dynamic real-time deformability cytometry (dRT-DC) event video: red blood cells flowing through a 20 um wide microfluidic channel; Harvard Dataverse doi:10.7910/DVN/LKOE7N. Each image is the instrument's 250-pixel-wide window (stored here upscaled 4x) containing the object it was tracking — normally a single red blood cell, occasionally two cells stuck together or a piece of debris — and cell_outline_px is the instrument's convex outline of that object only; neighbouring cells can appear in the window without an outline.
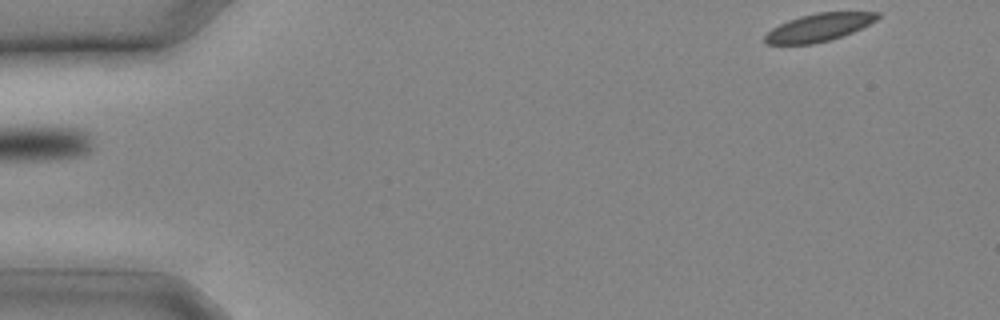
{"species": "common noctule bat (a hibernating species)", "species_latin": "Nyctalus noctula", "temperature_condition": "cold", "stored_images_in_passage": 6, "camera_frame_rate_fps": 3000, "um_per_image_px": 0.085, "animal": {"sex": "male", "body_mass_g": 20.4}, "frame": {"image": 1, "passage_image": 1, "time_ms": 0.0, "image_size_px": [1000, 320], "cell_outline_px": [[880, 16], [876, 20], [852, 32], [828, 40], [812, 44], [764, 44], [764, 36], [772, 28], [788, 20], [800, 16], [816, 12], [880, 12]], "centroid_in_image_um": [69.57, 2.32], "position_along_channel_um": 15.4, "area_um2": 18.03}}